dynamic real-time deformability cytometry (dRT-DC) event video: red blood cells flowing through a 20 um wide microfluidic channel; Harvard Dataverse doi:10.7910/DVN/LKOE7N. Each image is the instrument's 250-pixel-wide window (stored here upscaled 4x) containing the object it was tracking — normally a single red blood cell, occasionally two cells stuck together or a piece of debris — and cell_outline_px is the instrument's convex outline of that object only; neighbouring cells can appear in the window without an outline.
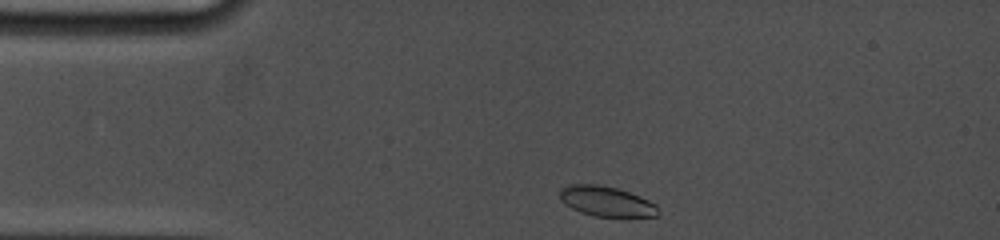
{"species": "common noctule bat (a hibernating species)", "species_latin": "Nyctalus noctula", "temperature_condition": "cold", "stored_images_in_passage": 4, "camera_frame_rate_fps": 5000, "um_per_image_px": 0.085, "animal": {"sex": "female", "body_mass_g": 19.0, "forearm_length_mm": 53.3}, "frame": {"image": 1, "passage_image": 1, "time_ms": 0.0, "image_size_px": [1000, 240], "cell_outline_px": [[660, 212], [656, 216], [628, 220], [624, 220], [596, 216], [580, 212], [564, 204], [560, 200], [560, 188], [568, 184], [600, 184], [616, 188], [640, 196], [656, 204]], "centroid_in_image_um": [51.6, 17.17], "position_along_channel_um": 33.4, "area_um2": 18.15}}